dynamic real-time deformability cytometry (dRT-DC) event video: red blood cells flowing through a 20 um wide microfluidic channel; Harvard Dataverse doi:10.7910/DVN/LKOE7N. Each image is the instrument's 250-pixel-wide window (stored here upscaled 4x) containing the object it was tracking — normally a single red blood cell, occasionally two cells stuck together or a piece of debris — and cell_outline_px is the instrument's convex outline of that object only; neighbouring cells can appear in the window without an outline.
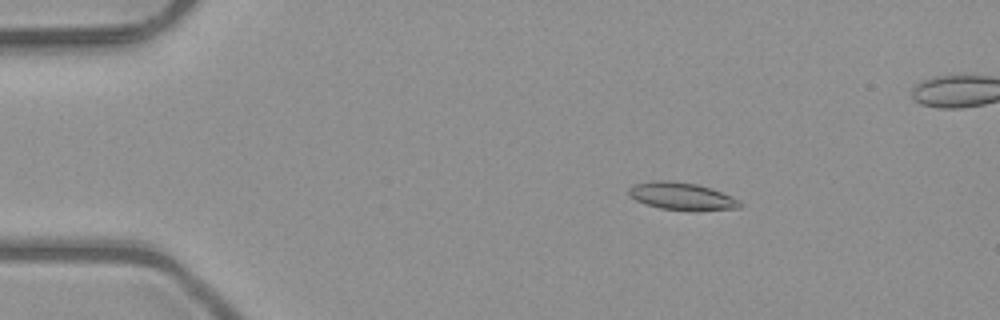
{"species": "common noctule bat (a hibernating species)", "species_latin": "Nyctalus noctula", "temperature_condition": "room temperature", "stored_images_in_passage": 52, "camera_frame_rate_fps": 3000, "um_per_image_px": 0.085, "animal": {"sex": "male", "body_mass_g": 23.1, "forearm_length_mm": 52.7}, "frame": {"image": 1, "passage_image": 9, "time_ms": 2.667, "image_size_px": [1000, 320], "cell_outline_px": [[744, 204], [740, 208], [660, 208], [644, 204], [636, 200], [628, 192], [628, 188], [636, 184], [656, 180], [668, 180], [696, 184], [732, 196], [740, 200]], "centroid_in_image_um": [57.91, 16.63], "position_along_channel_um": 27.1, "area_um2": 16.82}}
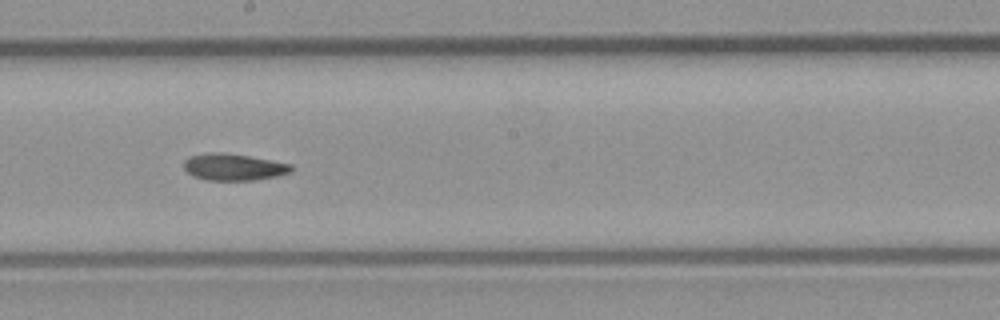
{"frame": {"image": 2, "passage_image": 29, "time_ms": 9.333, "image_size_px": [1000, 320], "cell_outline_px": [[292, 172], [276, 176], [256, 180], [204, 180], [192, 176], [184, 168], [184, 160], [192, 156], [208, 152], [220, 152], [248, 156], [292, 164]], "centroid_in_image_um": [19.85, 14.2], "position_along_channel_um": 228.4, "area_um2": 16.7}}
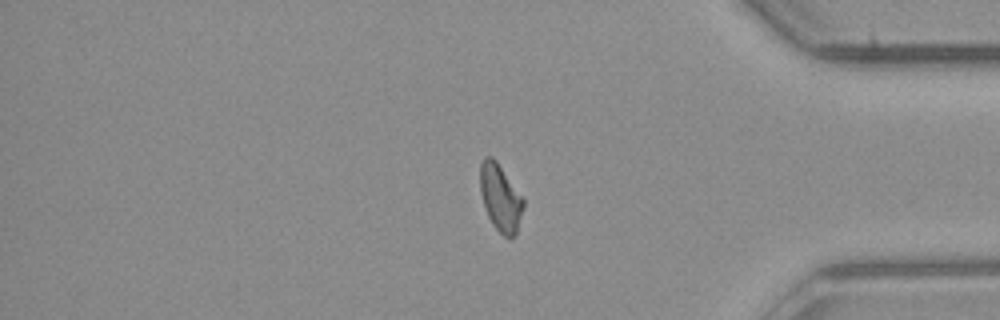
{"frame": {"image": 3, "passage_image": 43, "time_ms": 14.0, "image_size_px": [1000, 320], "cell_outline_px": [[524, 208], [516, 232], [508, 240], [492, 224], [488, 216], [480, 192], [480, 164], [484, 156], [492, 156], [496, 160], [524, 200]], "centroid_in_image_um": [42.52, 16.8], "position_along_channel_um": 392.7, "area_um2": 16.7}}